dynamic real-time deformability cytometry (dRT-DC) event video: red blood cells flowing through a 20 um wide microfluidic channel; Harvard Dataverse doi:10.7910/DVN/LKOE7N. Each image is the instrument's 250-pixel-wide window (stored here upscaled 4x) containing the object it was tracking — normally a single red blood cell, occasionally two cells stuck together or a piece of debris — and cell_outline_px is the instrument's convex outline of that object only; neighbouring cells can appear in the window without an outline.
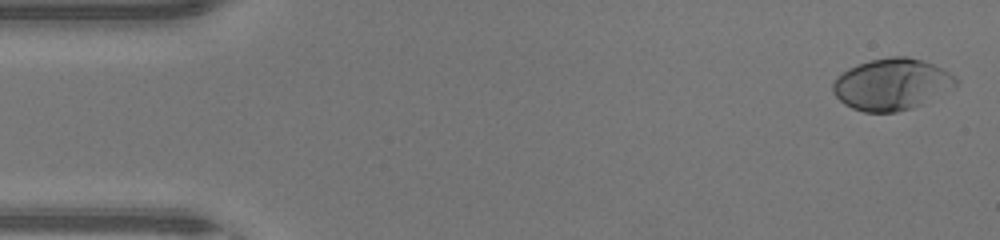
{"species": "human", "species_latin": "Homo sapiens", "temperature_condition": "warm", "stored_images_in_passage": 46, "camera_frame_rate_fps": 3000, "um_per_image_px": 0.085, "donor": {"sex": "male"}, "frame": {"image": 1, "passage_image": 1, "time_ms": 0.0, "image_size_px": [1000, 240], "cell_outline_px": [[960, 80], [956, 84], [920, 104], [912, 108], [896, 112], [864, 112], [852, 108], [844, 104], [832, 92], [832, 84], [848, 68], [872, 60], [892, 56], [904, 56], [920, 60], [932, 64], [956, 76]], "centroid_in_image_um": [75.76, 7.17], "position_along_channel_um": 9.2, "area_um2": 36.13}}
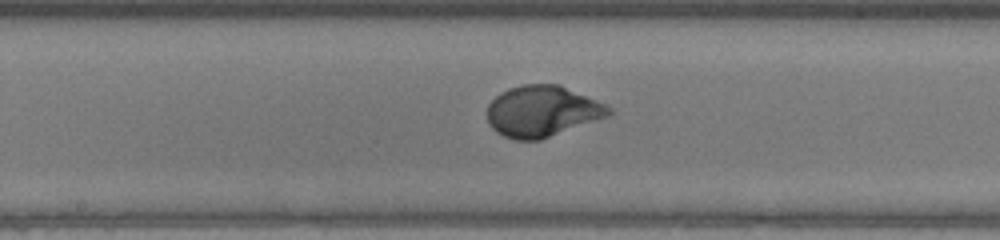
{"frame": {"image": 2, "passage_image": 23, "time_ms": 7.333, "image_size_px": [1000, 240], "cell_outline_px": [[612, 112], [608, 116], [540, 140], [516, 140], [504, 136], [496, 132], [488, 124], [488, 104], [500, 92], [508, 88], [520, 84], [560, 84], [604, 104], [612, 108]], "centroid_in_image_um": [46.06, 9.45], "position_along_channel_um": 202.1, "area_um2": 36.13}}
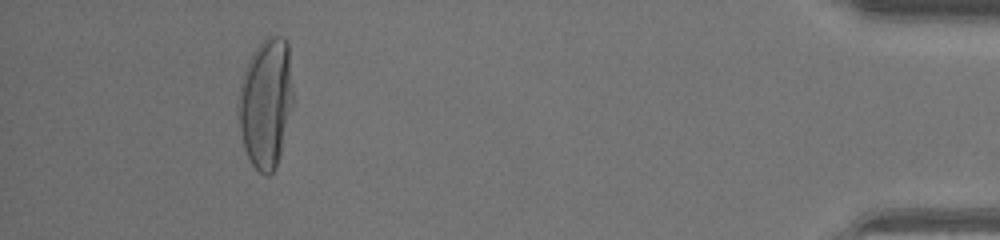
{"frame": {"image": 3, "passage_image": 42, "time_ms": 13.667, "image_size_px": [1000, 240], "cell_outline_px": [[292, 104], [276, 168], [268, 176], [264, 176], [252, 164], [244, 148], [236, 112], [240, 84], [244, 68], [252, 52], [268, 36], [284, 36], [288, 40], [292, 92]], "centroid_in_image_um": [22.57, 8.73], "position_along_channel_um": 412.6, "area_um2": 41.27}}